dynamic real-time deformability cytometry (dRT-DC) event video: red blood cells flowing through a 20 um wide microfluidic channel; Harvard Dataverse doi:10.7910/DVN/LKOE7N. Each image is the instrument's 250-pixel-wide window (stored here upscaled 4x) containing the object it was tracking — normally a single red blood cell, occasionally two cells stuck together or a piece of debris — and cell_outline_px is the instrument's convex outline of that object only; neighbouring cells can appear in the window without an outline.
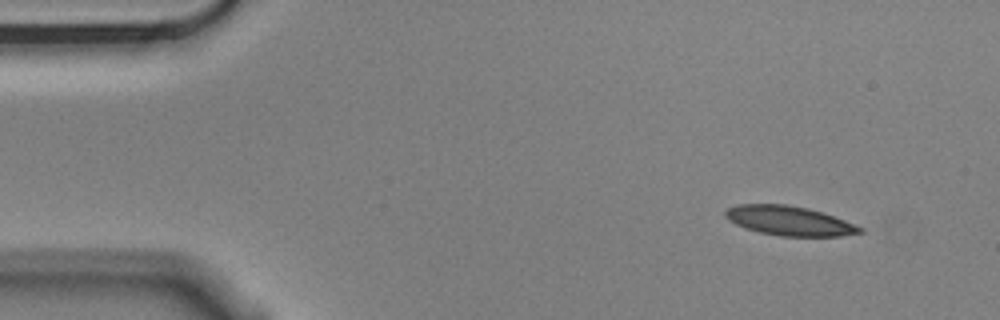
{"species": "Egyptian fruit bat (a non-hibernating species)", "species_latin": "Rousettus aegyptiacus", "temperature_condition": "cold", "stored_images_in_passage": 4, "camera_frame_rate_fps": 3000, "um_per_image_px": 0.085, "animal": {"sex": "male"}, "frame": {"image": 1, "passage_image": 1, "time_ms": 0.0, "image_size_px": [1000, 320], "cell_outline_px": [[864, 232], [840, 236], [780, 236], [760, 232], [744, 228], [728, 220], [724, 216], [724, 212], [728, 208], [736, 204], [784, 204], [808, 208], [844, 220], [864, 228]], "centroid_in_image_um": [67.06, 18.76], "position_along_channel_um": 17.9, "area_um2": 23.0}}
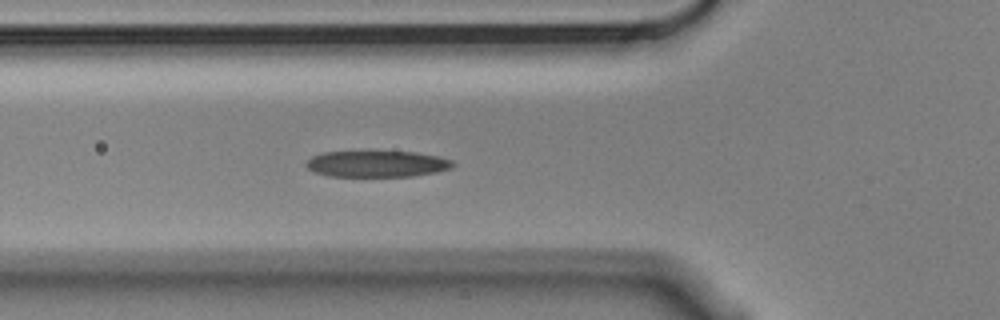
{"frame": {"image": 2, "passage_image": 4, "time_ms": 1.0, "image_size_px": [1000, 320], "cell_outline_px": [[456, 164], [452, 168], [436, 172], [412, 176], [328, 176], [316, 172], [308, 168], [304, 164], [312, 156], [324, 152], [416, 152], [440, 156], [452, 160]], "centroid_in_image_um": [32.08, 13.93], "position_along_channel_um": 93.7, "area_um2": 22.43}}